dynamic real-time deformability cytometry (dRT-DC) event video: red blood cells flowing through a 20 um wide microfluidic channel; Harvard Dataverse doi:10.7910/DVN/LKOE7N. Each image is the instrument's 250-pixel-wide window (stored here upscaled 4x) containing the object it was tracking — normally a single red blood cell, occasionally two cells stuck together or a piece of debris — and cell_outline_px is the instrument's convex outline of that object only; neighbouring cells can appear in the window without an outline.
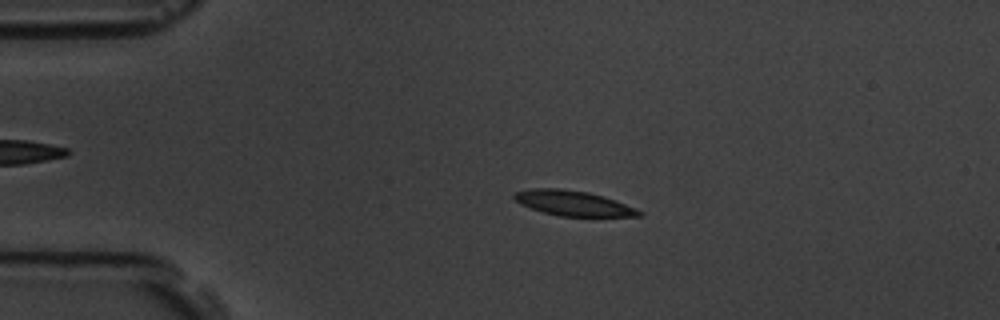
{"species": "common noctule bat (a hibernating species)", "species_latin": "Nyctalus noctula", "temperature_condition": "room temperature", "stored_images_in_passage": 5, "camera_frame_rate_fps": 3000, "um_per_image_px": 0.085, "animal": {"sex": "male", "body_mass_g": 19.5, "forearm_length_mm": 54.6}, "frame": {"image": 1, "passage_image": 3, "time_ms": 2.333, "image_size_px": [1000, 320], "cell_outline_px": [[644, 212], [640, 216], [560, 216], [544, 212], [520, 204], [512, 196], [516, 192], [532, 188], [560, 188], [588, 192], [604, 196], [616, 200], [636, 208]], "centroid_in_image_um": [48.75, 17.26], "position_along_channel_um": 36.3, "area_um2": 18.15}}
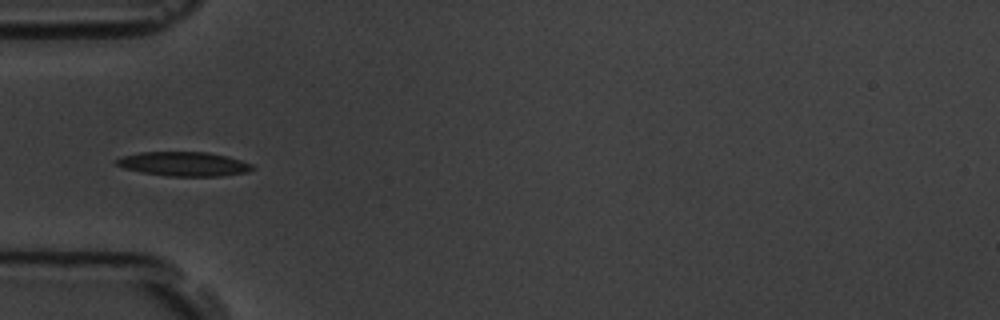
{"frame": {"image": 2, "passage_image": 5, "time_ms": 4.333, "image_size_px": [1000, 320], "cell_outline_px": [[256, 168], [248, 172], [220, 176], [168, 176], [140, 172], [124, 168], [116, 164], [112, 160], [120, 156], [140, 152], [208, 152], [228, 156], [252, 164]], "centroid_in_image_um": [15.6, 13.93], "position_along_channel_um": 69.4, "area_um2": 19.42}}